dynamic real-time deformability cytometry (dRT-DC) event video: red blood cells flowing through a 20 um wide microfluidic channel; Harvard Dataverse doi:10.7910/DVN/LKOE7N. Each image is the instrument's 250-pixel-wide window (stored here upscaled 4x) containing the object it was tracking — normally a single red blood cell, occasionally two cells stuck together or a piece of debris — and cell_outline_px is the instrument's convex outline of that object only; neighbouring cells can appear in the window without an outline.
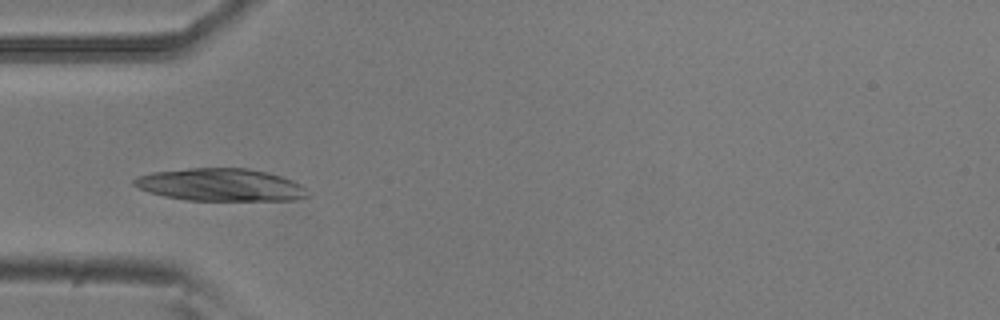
{"species": "common noctule bat (a hibernating species)", "species_latin": "Nyctalus noctula", "temperature_condition": "room temperature", "stored_images_in_passage": 7, "camera_frame_rate_fps": 3000, "um_per_image_px": 0.085, "animal": {"sex": "male", "body_mass_g": 20.5, "forearm_length_mm": 52.5}, "frame": {"image": 1, "passage_image": 4, "time_ms": 1.0, "image_size_px": [1000, 320], "cell_outline_px": [[312, 196], [296, 200], [184, 200], [164, 196], [148, 192], [132, 184], [132, 180], [140, 176], [152, 172], [188, 168], [248, 168], [268, 172], [292, 180], [308, 188], [312, 192]], "centroid_in_image_um": [18.82, 15.71], "position_along_channel_um": 66.2, "area_um2": 33.23}}
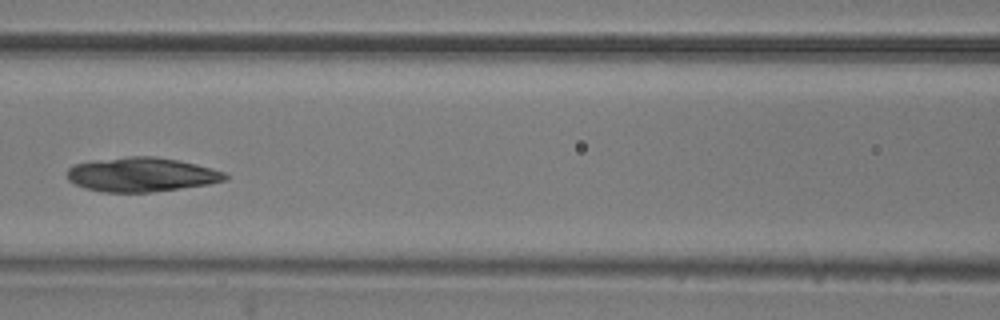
{"frame": {"image": 2, "passage_image": 6, "time_ms": 1.667, "image_size_px": [1000, 320], "cell_outline_px": [[228, 180], [208, 184], [152, 192], [104, 192], [84, 188], [68, 180], [68, 168], [76, 164], [92, 160], [128, 156], [156, 156], [196, 164], [212, 168], [224, 172], [228, 176]], "centroid_in_image_um": [12.03, 14.83], "position_along_channel_um": 154.6, "area_um2": 31.5}}
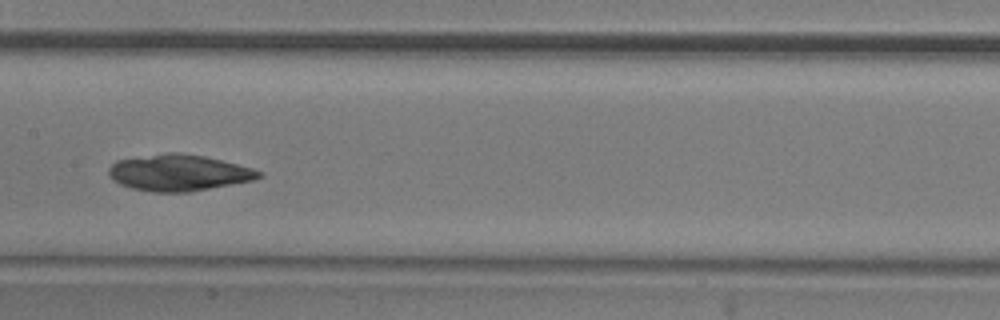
{"frame": {"image": 3, "passage_image": 7, "time_ms": 2.0, "image_size_px": [1000, 320], "cell_outline_px": [[264, 176], [252, 180], [192, 192], [152, 192], [132, 188], [120, 184], [112, 180], [108, 176], [108, 168], [116, 160], [168, 152], [180, 152], [204, 156], [252, 168], [264, 172]], "centroid_in_image_um": [15.17, 14.68], "position_along_channel_um": 192.2, "area_um2": 31.91}}